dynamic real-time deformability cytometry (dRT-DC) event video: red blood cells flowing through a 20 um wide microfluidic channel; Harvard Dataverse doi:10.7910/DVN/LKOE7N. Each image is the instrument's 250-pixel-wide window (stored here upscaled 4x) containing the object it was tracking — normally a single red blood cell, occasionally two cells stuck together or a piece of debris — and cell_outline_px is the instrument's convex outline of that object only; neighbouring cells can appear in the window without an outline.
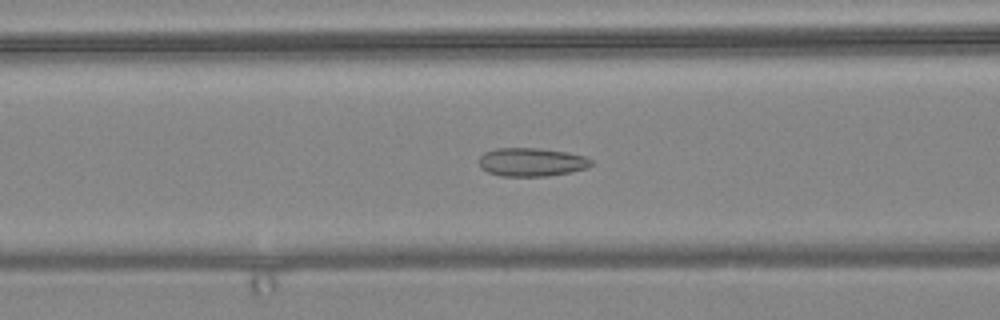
{"species": "common noctule bat (a hibernating species)", "species_latin": "Nyctalus noctula", "temperature_condition": "warm", "stored_images_in_passage": 57, "camera_frame_rate_fps": 3000, "um_per_image_px": 0.085, "animal": {"sex": "female", "body_mass_g": 24.6, "forearm_length_mm": 56.2}, "frame": {"image": 1, "passage_image": 23, "time_ms": 7.333, "image_size_px": [1000, 320], "cell_outline_px": [[592, 164], [588, 168], [572, 172], [548, 176], [500, 176], [488, 172], [480, 168], [480, 156], [484, 152], [496, 148], [536, 148], [564, 152], [584, 156], [592, 160]], "centroid_in_image_um": [45.17, 13.79], "position_along_channel_um": 121.4, "area_um2": 18.61}}
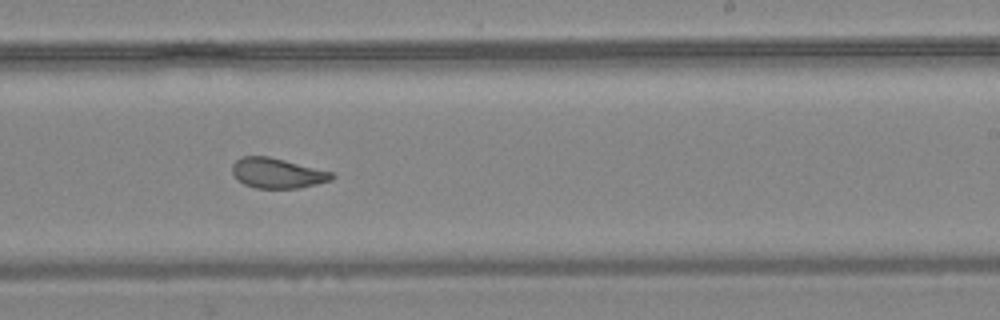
{"frame": {"image": 2, "passage_image": 35, "time_ms": 11.333, "image_size_px": [1000, 320], "cell_outline_px": [[336, 176], [332, 180], [300, 188], [256, 188], [244, 184], [236, 180], [232, 172], [232, 164], [236, 160], [244, 156], [268, 156], [332, 172]], "centroid_in_image_um": [23.55, 14.72], "position_along_channel_um": 265.4, "area_um2": 17.46}}
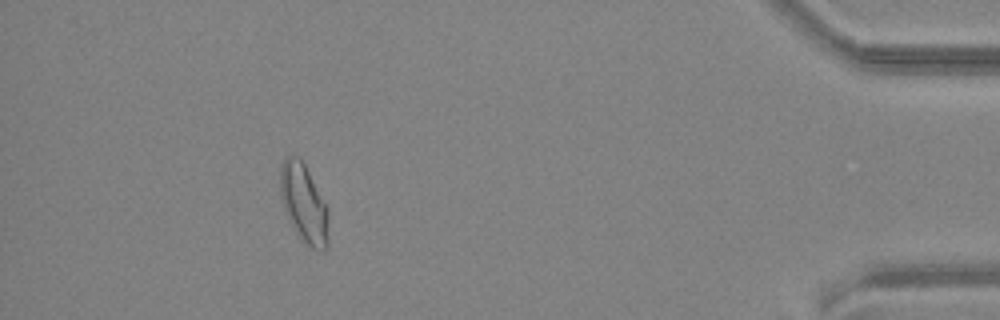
{"frame": {"image": 3, "passage_image": 52, "time_ms": 17.0, "image_size_px": [1000, 320], "cell_outline_px": [[328, 244], [324, 252], [320, 252], [312, 248], [300, 240], [288, 220], [280, 196], [280, 168], [284, 160], [288, 156], [300, 156], [328, 208]], "centroid_in_image_um": [25.83, 17.34], "position_along_channel_um": 409.4, "area_um2": 22.37}, "authors_computed_cell_mechanics": {"area_um2": 20.1722, "velocity_mm_per_s": 3.6004, "shape_relaxation_time_tau1_ms": null, "shape_relaxation_time_tau2_ms": 1.0044, "deformation_change_tau1": null, "deformation_change_tau2": 0.0671}}